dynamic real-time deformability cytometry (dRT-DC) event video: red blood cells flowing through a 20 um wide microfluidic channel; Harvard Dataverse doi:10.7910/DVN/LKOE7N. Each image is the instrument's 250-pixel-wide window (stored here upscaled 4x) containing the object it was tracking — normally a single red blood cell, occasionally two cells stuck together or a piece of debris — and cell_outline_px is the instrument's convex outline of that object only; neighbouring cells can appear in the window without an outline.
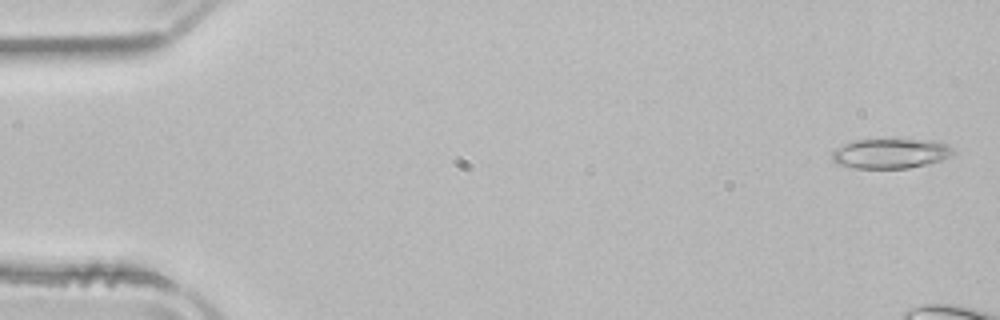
{"species": "common noctule bat (a hibernating species)", "species_latin": "Nyctalus noctula", "temperature_condition": "room temperature", "stored_images_in_passage": 9, "camera_frame_rate_fps": 3000, "um_per_image_px": 0.085, "animal": {"sex": "male", "body_mass_g": 21.5, "forearm_length_mm": 52.0}, "frame": {"image": 1, "passage_image": 2, "time_ms": 0.333, "image_size_px": [1000, 320], "cell_outline_px": [[956, 152], [940, 160], [908, 168], [856, 168], [836, 164], [832, 160], [832, 152], [836, 148], [852, 140], [920, 140], [948, 144]], "centroid_in_image_um": [75.63, 13.05], "position_along_channel_um": 9.4, "area_um2": 20.69}}